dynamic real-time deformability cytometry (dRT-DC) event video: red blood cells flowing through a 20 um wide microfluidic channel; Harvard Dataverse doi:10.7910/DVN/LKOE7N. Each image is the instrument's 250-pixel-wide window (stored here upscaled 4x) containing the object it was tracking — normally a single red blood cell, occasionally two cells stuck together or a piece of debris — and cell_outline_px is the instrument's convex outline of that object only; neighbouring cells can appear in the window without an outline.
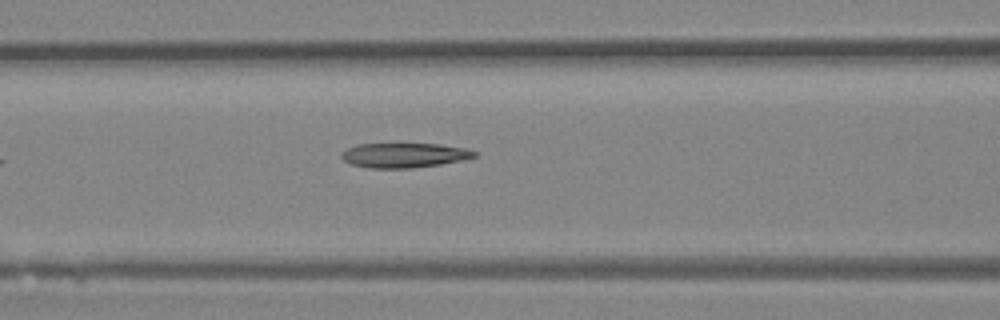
{"species": "Egyptian fruit bat (a non-hibernating species)", "species_latin": "Rousettus aegyptiacus", "temperature_condition": "room temperature", "stored_images_in_passage": 5, "camera_frame_rate_fps": 3000, "um_per_image_px": 0.085, "animal": {"sex": "female"}, "frame": {"image": 1, "passage_image": 5, "time_ms": 1.333, "image_size_px": [1000, 320], "cell_outline_px": [[476, 156], [464, 160], [440, 164], [412, 168], [368, 168], [352, 164], [344, 160], [340, 156], [348, 148], [356, 144], [440, 144], [464, 148], [476, 152]], "centroid_in_image_um": [34.36, 13.2], "position_along_channel_um": 132.2, "area_um2": 18.96}}